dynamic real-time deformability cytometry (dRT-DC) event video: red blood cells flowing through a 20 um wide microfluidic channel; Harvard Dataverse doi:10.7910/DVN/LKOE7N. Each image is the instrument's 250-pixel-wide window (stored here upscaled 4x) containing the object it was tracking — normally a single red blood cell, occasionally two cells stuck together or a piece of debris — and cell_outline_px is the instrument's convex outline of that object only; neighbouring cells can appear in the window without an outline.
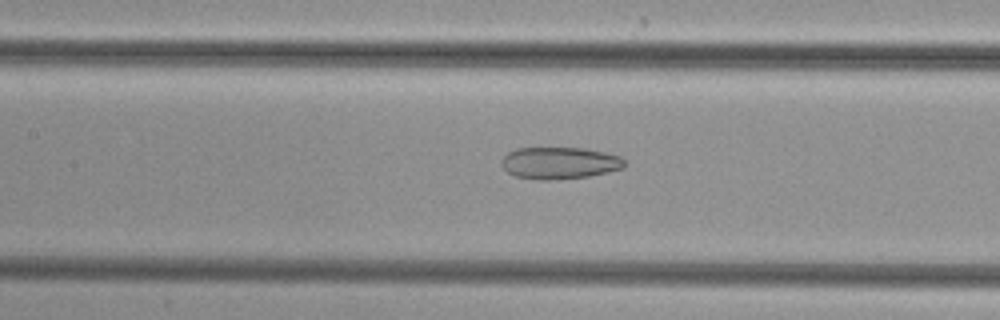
{"species": "common noctule bat (a hibernating species)", "species_latin": "Nyctalus noctula", "temperature_condition": "cold", "stored_images_in_passage": 36, "camera_frame_rate_fps": 3000, "um_per_image_px": 0.085, "animal": {"sex": "female", "body_mass_g": 29.2, "forearm_length_mm": 56.3}, "frame": {"image": 1, "passage_image": 14, "time_ms": 4.333, "image_size_px": [1000, 320], "cell_outline_px": [[624, 168], [588, 176], [548, 180], [536, 180], [516, 176], [508, 172], [500, 164], [500, 160], [508, 152], [516, 148], [584, 148], [604, 152], [620, 156], [624, 160]], "centroid_in_image_um": [47.53, 13.85], "position_along_channel_um": 159.9, "area_um2": 22.83}}
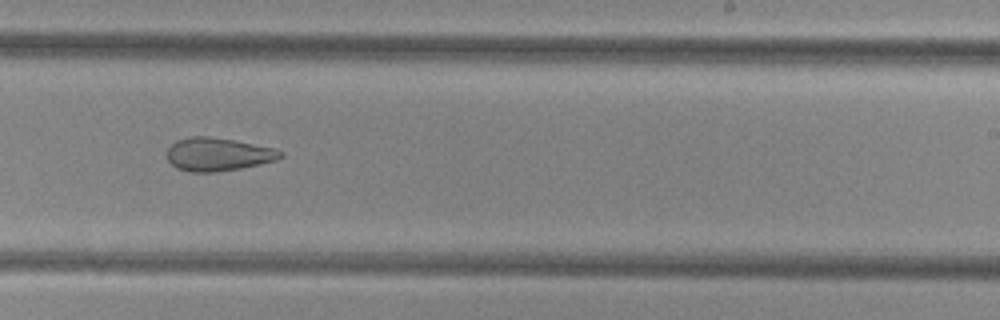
{"frame": {"image": 2, "passage_image": 22, "time_ms": 7.0, "image_size_px": [1000, 320], "cell_outline_px": [[284, 156], [276, 160], [240, 168], [212, 172], [188, 172], [176, 168], [168, 160], [168, 148], [176, 140], [192, 136], [208, 136], [232, 140], [276, 148], [284, 152]], "centroid_in_image_um": [18.54, 13.11], "position_along_channel_um": 270.5, "area_um2": 21.85}}
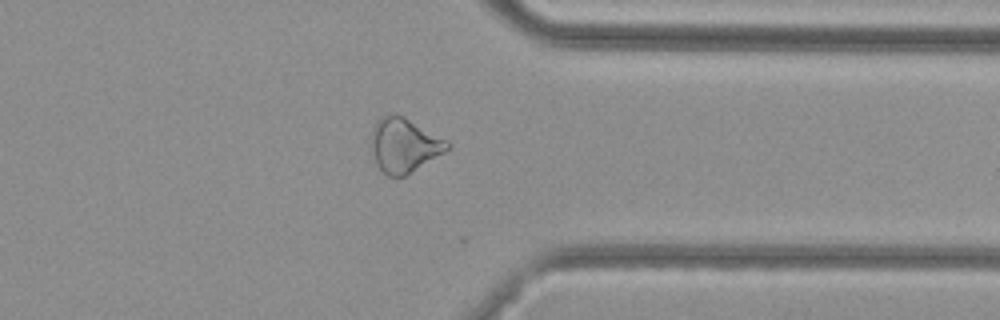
{"frame": {"image": 3, "passage_image": 30, "time_ms": 9.667, "image_size_px": [1000, 320], "cell_outline_px": [[452, 148], [404, 176], [388, 176], [376, 164], [372, 148], [372, 128], [376, 120], [380, 116], [404, 116], [448, 140], [452, 144]], "centroid_in_image_um": [34.39, 12.34], "position_along_channel_um": 377.0, "area_um2": 23.87}}